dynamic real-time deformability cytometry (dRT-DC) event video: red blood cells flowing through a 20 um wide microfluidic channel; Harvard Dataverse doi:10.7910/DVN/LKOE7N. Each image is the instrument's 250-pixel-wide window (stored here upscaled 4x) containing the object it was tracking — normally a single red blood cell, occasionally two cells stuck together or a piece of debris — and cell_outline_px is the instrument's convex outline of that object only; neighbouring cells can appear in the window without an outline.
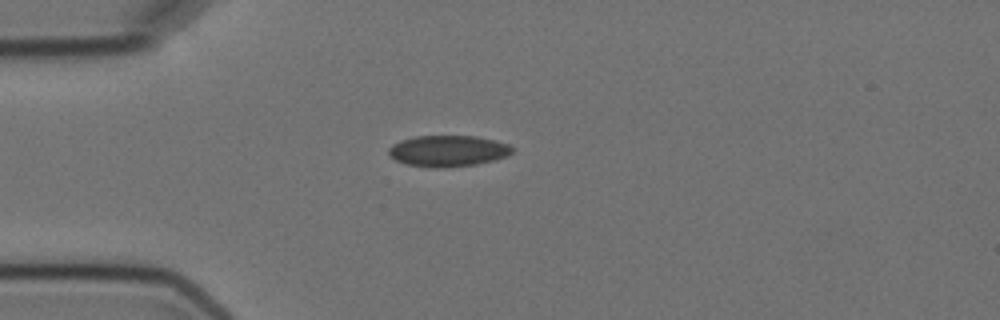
{"species": "Egyptian fruit bat (a non-hibernating species)", "species_latin": "Rousettus aegyptiacus", "temperature_condition": "cold", "stored_images_in_passage": 4, "camera_frame_rate_fps": 3000, "um_per_image_px": 0.085, "animal": {"sex": "female"}, "frame": {"image": 1, "passage_image": 2, "time_ms": 1.333, "image_size_px": [1000, 320], "cell_outline_px": [[512, 152], [508, 156], [476, 164], [444, 168], [432, 168], [408, 164], [396, 160], [388, 152], [388, 148], [392, 144], [400, 140], [416, 136], [476, 136], [508, 144], [512, 148]], "centroid_in_image_um": [38.06, 12.83], "position_along_channel_um": 46.9, "area_um2": 22.31}}
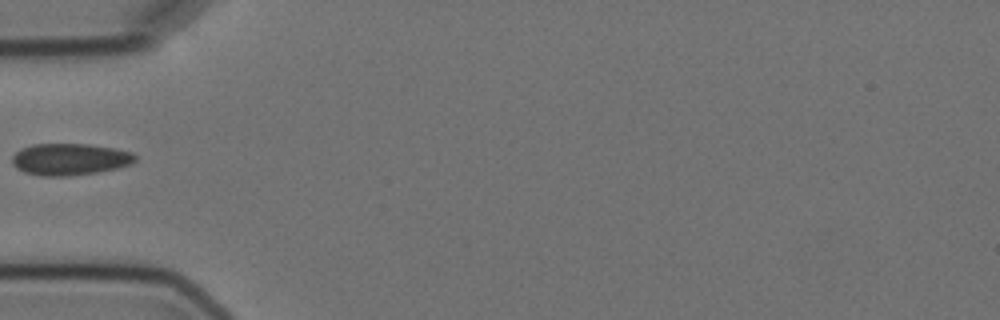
{"frame": {"image": 2, "passage_image": 3, "time_ms": 2.667, "image_size_px": [1000, 320], "cell_outline_px": [[136, 160], [132, 164], [116, 168], [96, 172], [68, 176], [40, 176], [24, 172], [16, 168], [12, 164], [12, 156], [20, 148], [32, 144], [88, 144], [112, 148], [132, 152], [136, 156]], "centroid_in_image_um": [5.9, 13.54], "position_along_channel_um": 79.1, "area_um2": 22.83}}
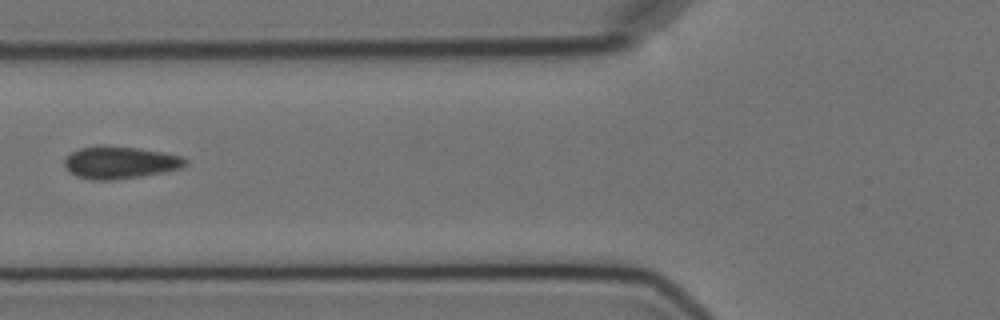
{"frame": {"image": 3, "passage_image": 4, "time_ms": 3.667, "image_size_px": [1000, 320], "cell_outline_px": [[188, 164], [180, 168], [164, 172], [116, 180], [92, 180], [76, 176], [68, 172], [64, 168], [64, 160], [72, 152], [80, 148], [140, 148], [180, 156], [188, 160]], "centroid_in_image_um": [10.2, 13.86], "position_along_channel_um": 115.6, "area_um2": 22.14}}